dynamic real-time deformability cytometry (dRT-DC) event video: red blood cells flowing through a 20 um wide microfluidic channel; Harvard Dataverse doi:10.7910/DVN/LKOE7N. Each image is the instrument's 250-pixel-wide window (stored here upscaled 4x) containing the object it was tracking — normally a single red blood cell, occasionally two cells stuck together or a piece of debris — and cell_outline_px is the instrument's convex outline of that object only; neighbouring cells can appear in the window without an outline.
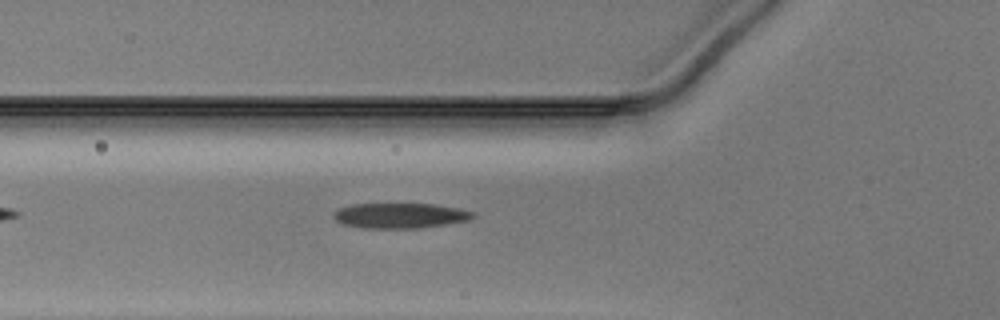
{"species": "Egyptian fruit bat (a non-hibernating species)", "species_latin": "Rousettus aegyptiacus", "temperature_condition": "warm", "stored_images_in_passage": 34, "camera_frame_rate_fps": 3000, "um_per_image_px": 0.085, "animal": {"sex": "male"}, "frame": {"image": 1, "passage_image": 3, "time_ms": 0.667, "image_size_px": [1000, 320], "cell_outline_px": [[476, 216], [468, 220], [444, 224], [416, 228], [360, 228], [340, 224], [332, 216], [332, 212], [340, 208], [352, 204], [436, 204], [460, 208], [476, 212]], "centroid_in_image_um": [33.98, 18.32], "position_along_channel_um": 91.8, "area_um2": 20.63}}
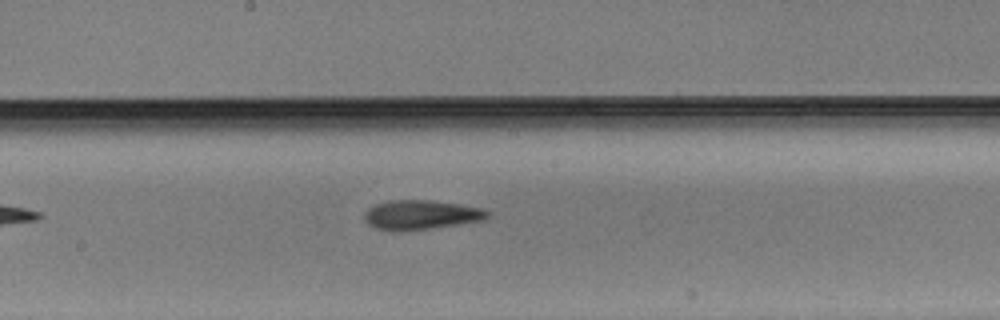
{"frame": {"image": 2, "passage_image": 12, "time_ms": 3.667, "image_size_px": [1000, 320], "cell_outline_px": [[492, 212], [484, 220], [432, 228], [376, 228], [368, 224], [364, 220], [364, 216], [368, 208], [376, 204], [388, 200], [428, 200], [460, 204], [484, 208]], "centroid_in_image_um": [35.86, 18.21], "position_along_channel_um": 212.3, "area_um2": 20.46}}
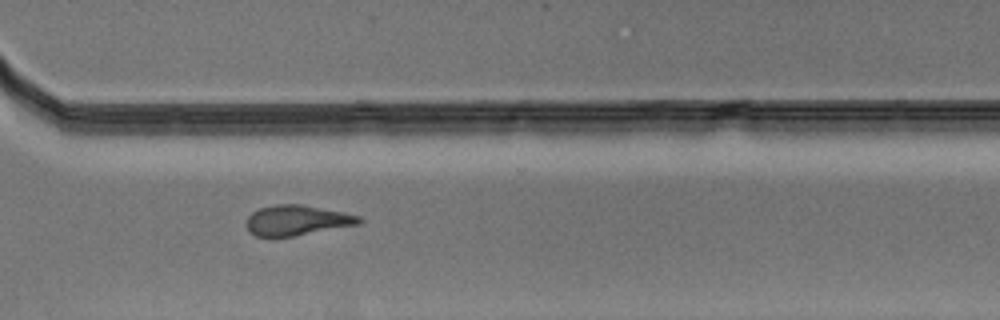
{"frame": {"image": 3, "passage_image": 22, "time_ms": 7.0, "image_size_px": [1000, 320], "cell_outline_px": [[364, 220], [360, 224], [292, 236], [256, 236], [248, 232], [244, 224], [248, 216], [252, 212], [260, 208], [276, 204], [300, 204], [344, 212], [360, 216]], "centroid_in_image_um": [25.22, 18.72], "position_along_channel_um": 345.4, "area_um2": 19.88}}